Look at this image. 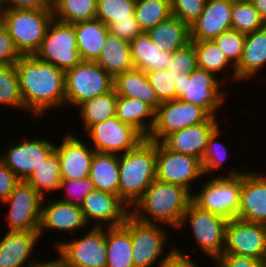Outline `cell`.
I'll return each mask as SVG.
<instances>
[{
    "mask_svg": "<svg viewBox=\"0 0 266 267\" xmlns=\"http://www.w3.org/2000/svg\"><path fill=\"white\" fill-rule=\"evenodd\" d=\"M155 112L149 104L139 99L117 96L116 117L133 126L145 138H148L154 127Z\"/></svg>",
    "mask_w": 266,
    "mask_h": 267,
    "instance_id": "obj_30",
    "label": "cell"
},
{
    "mask_svg": "<svg viewBox=\"0 0 266 267\" xmlns=\"http://www.w3.org/2000/svg\"><path fill=\"white\" fill-rule=\"evenodd\" d=\"M38 240V231H8L0 239V267H31L38 264L39 258L29 259L34 255L32 253Z\"/></svg>",
    "mask_w": 266,
    "mask_h": 267,
    "instance_id": "obj_23",
    "label": "cell"
},
{
    "mask_svg": "<svg viewBox=\"0 0 266 267\" xmlns=\"http://www.w3.org/2000/svg\"><path fill=\"white\" fill-rule=\"evenodd\" d=\"M89 178L95 189L118 195L119 155L95 152Z\"/></svg>",
    "mask_w": 266,
    "mask_h": 267,
    "instance_id": "obj_32",
    "label": "cell"
},
{
    "mask_svg": "<svg viewBox=\"0 0 266 267\" xmlns=\"http://www.w3.org/2000/svg\"><path fill=\"white\" fill-rule=\"evenodd\" d=\"M123 225L130 231L135 267H151L156 261L160 264L175 251L174 247L162 256L168 240L162 224L144 223L129 215Z\"/></svg>",
    "mask_w": 266,
    "mask_h": 267,
    "instance_id": "obj_11",
    "label": "cell"
},
{
    "mask_svg": "<svg viewBox=\"0 0 266 267\" xmlns=\"http://www.w3.org/2000/svg\"><path fill=\"white\" fill-rule=\"evenodd\" d=\"M117 96L115 89H113L97 95L77 107L80 114L78 116H81V123L85 126L84 131L98 122L116 116Z\"/></svg>",
    "mask_w": 266,
    "mask_h": 267,
    "instance_id": "obj_34",
    "label": "cell"
},
{
    "mask_svg": "<svg viewBox=\"0 0 266 267\" xmlns=\"http://www.w3.org/2000/svg\"><path fill=\"white\" fill-rule=\"evenodd\" d=\"M214 262L215 267H266V260L231 253H222Z\"/></svg>",
    "mask_w": 266,
    "mask_h": 267,
    "instance_id": "obj_50",
    "label": "cell"
},
{
    "mask_svg": "<svg viewBox=\"0 0 266 267\" xmlns=\"http://www.w3.org/2000/svg\"><path fill=\"white\" fill-rule=\"evenodd\" d=\"M158 267H199L196 262L192 258L190 259L189 254L181 253V250L175 248V251L162 263L159 264Z\"/></svg>",
    "mask_w": 266,
    "mask_h": 267,
    "instance_id": "obj_53",
    "label": "cell"
},
{
    "mask_svg": "<svg viewBox=\"0 0 266 267\" xmlns=\"http://www.w3.org/2000/svg\"><path fill=\"white\" fill-rule=\"evenodd\" d=\"M266 68V25L256 31L246 34L243 54L236 70V82L248 81Z\"/></svg>",
    "mask_w": 266,
    "mask_h": 267,
    "instance_id": "obj_25",
    "label": "cell"
},
{
    "mask_svg": "<svg viewBox=\"0 0 266 267\" xmlns=\"http://www.w3.org/2000/svg\"><path fill=\"white\" fill-rule=\"evenodd\" d=\"M223 253L266 260V225L238 218L228 220Z\"/></svg>",
    "mask_w": 266,
    "mask_h": 267,
    "instance_id": "obj_16",
    "label": "cell"
},
{
    "mask_svg": "<svg viewBox=\"0 0 266 267\" xmlns=\"http://www.w3.org/2000/svg\"><path fill=\"white\" fill-rule=\"evenodd\" d=\"M53 18L74 24L96 19L97 0H52Z\"/></svg>",
    "mask_w": 266,
    "mask_h": 267,
    "instance_id": "obj_36",
    "label": "cell"
},
{
    "mask_svg": "<svg viewBox=\"0 0 266 267\" xmlns=\"http://www.w3.org/2000/svg\"><path fill=\"white\" fill-rule=\"evenodd\" d=\"M31 267H64V266L57 258H55V260H49V261L47 260L43 262L40 260L38 264Z\"/></svg>",
    "mask_w": 266,
    "mask_h": 267,
    "instance_id": "obj_55",
    "label": "cell"
},
{
    "mask_svg": "<svg viewBox=\"0 0 266 267\" xmlns=\"http://www.w3.org/2000/svg\"><path fill=\"white\" fill-rule=\"evenodd\" d=\"M95 62L113 78L134 68L129 42L110 33Z\"/></svg>",
    "mask_w": 266,
    "mask_h": 267,
    "instance_id": "obj_31",
    "label": "cell"
},
{
    "mask_svg": "<svg viewBox=\"0 0 266 267\" xmlns=\"http://www.w3.org/2000/svg\"><path fill=\"white\" fill-rule=\"evenodd\" d=\"M137 0H97L96 19L109 25L118 19L136 18L135 4Z\"/></svg>",
    "mask_w": 266,
    "mask_h": 267,
    "instance_id": "obj_41",
    "label": "cell"
},
{
    "mask_svg": "<svg viewBox=\"0 0 266 267\" xmlns=\"http://www.w3.org/2000/svg\"><path fill=\"white\" fill-rule=\"evenodd\" d=\"M211 115L202 107L179 99L162 102L155 112V124L148 139L162 142L185 127L206 122Z\"/></svg>",
    "mask_w": 266,
    "mask_h": 267,
    "instance_id": "obj_13",
    "label": "cell"
},
{
    "mask_svg": "<svg viewBox=\"0 0 266 267\" xmlns=\"http://www.w3.org/2000/svg\"><path fill=\"white\" fill-rule=\"evenodd\" d=\"M114 89L118 96L139 99L155 111L161 104L149 83L147 73L137 68L118 74L114 78Z\"/></svg>",
    "mask_w": 266,
    "mask_h": 267,
    "instance_id": "obj_26",
    "label": "cell"
},
{
    "mask_svg": "<svg viewBox=\"0 0 266 267\" xmlns=\"http://www.w3.org/2000/svg\"><path fill=\"white\" fill-rule=\"evenodd\" d=\"M47 206H46V205ZM42 203L41 209V220L39 226V236L45 231H62L73 233L84 229L86 226L89 227L85 221L81 206L73 205L71 203H66L58 200V198L48 204Z\"/></svg>",
    "mask_w": 266,
    "mask_h": 267,
    "instance_id": "obj_22",
    "label": "cell"
},
{
    "mask_svg": "<svg viewBox=\"0 0 266 267\" xmlns=\"http://www.w3.org/2000/svg\"><path fill=\"white\" fill-rule=\"evenodd\" d=\"M201 176L205 174L200 159L173 152L156 142V179L183 186L192 193V182Z\"/></svg>",
    "mask_w": 266,
    "mask_h": 267,
    "instance_id": "obj_15",
    "label": "cell"
},
{
    "mask_svg": "<svg viewBox=\"0 0 266 267\" xmlns=\"http://www.w3.org/2000/svg\"><path fill=\"white\" fill-rule=\"evenodd\" d=\"M231 14V29L245 35L266 25L252 3L233 1Z\"/></svg>",
    "mask_w": 266,
    "mask_h": 267,
    "instance_id": "obj_40",
    "label": "cell"
},
{
    "mask_svg": "<svg viewBox=\"0 0 266 267\" xmlns=\"http://www.w3.org/2000/svg\"><path fill=\"white\" fill-rule=\"evenodd\" d=\"M61 181L60 162L55 149L26 180L44 198L47 197L46 193L51 194L50 191H58Z\"/></svg>",
    "mask_w": 266,
    "mask_h": 267,
    "instance_id": "obj_35",
    "label": "cell"
},
{
    "mask_svg": "<svg viewBox=\"0 0 266 267\" xmlns=\"http://www.w3.org/2000/svg\"><path fill=\"white\" fill-rule=\"evenodd\" d=\"M85 229L87 233L80 238L54 242L64 267H106V227Z\"/></svg>",
    "mask_w": 266,
    "mask_h": 267,
    "instance_id": "obj_8",
    "label": "cell"
},
{
    "mask_svg": "<svg viewBox=\"0 0 266 267\" xmlns=\"http://www.w3.org/2000/svg\"><path fill=\"white\" fill-rule=\"evenodd\" d=\"M230 169L226 170L227 175L210 177L199 192L192 193V202L196 206L227 220L237 216L240 205L241 174L244 173L243 170Z\"/></svg>",
    "mask_w": 266,
    "mask_h": 267,
    "instance_id": "obj_5",
    "label": "cell"
},
{
    "mask_svg": "<svg viewBox=\"0 0 266 267\" xmlns=\"http://www.w3.org/2000/svg\"><path fill=\"white\" fill-rule=\"evenodd\" d=\"M197 68V56L194 43L190 41L182 48L175 50L168 70L172 73L191 74Z\"/></svg>",
    "mask_w": 266,
    "mask_h": 267,
    "instance_id": "obj_45",
    "label": "cell"
},
{
    "mask_svg": "<svg viewBox=\"0 0 266 267\" xmlns=\"http://www.w3.org/2000/svg\"><path fill=\"white\" fill-rule=\"evenodd\" d=\"M233 0H206L200 17L189 27L190 41L213 40L231 30Z\"/></svg>",
    "mask_w": 266,
    "mask_h": 267,
    "instance_id": "obj_21",
    "label": "cell"
},
{
    "mask_svg": "<svg viewBox=\"0 0 266 267\" xmlns=\"http://www.w3.org/2000/svg\"><path fill=\"white\" fill-rule=\"evenodd\" d=\"M0 9H52V0H0Z\"/></svg>",
    "mask_w": 266,
    "mask_h": 267,
    "instance_id": "obj_52",
    "label": "cell"
},
{
    "mask_svg": "<svg viewBox=\"0 0 266 267\" xmlns=\"http://www.w3.org/2000/svg\"><path fill=\"white\" fill-rule=\"evenodd\" d=\"M190 225L194 241L205 256L215 261L224 250L225 229L228 220L190 203L177 230ZM184 225V226H183Z\"/></svg>",
    "mask_w": 266,
    "mask_h": 267,
    "instance_id": "obj_9",
    "label": "cell"
},
{
    "mask_svg": "<svg viewBox=\"0 0 266 267\" xmlns=\"http://www.w3.org/2000/svg\"><path fill=\"white\" fill-rule=\"evenodd\" d=\"M77 37V49L82 61L95 62L102 52L109 34L108 26L98 19L73 24Z\"/></svg>",
    "mask_w": 266,
    "mask_h": 267,
    "instance_id": "obj_27",
    "label": "cell"
},
{
    "mask_svg": "<svg viewBox=\"0 0 266 267\" xmlns=\"http://www.w3.org/2000/svg\"><path fill=\"white\" fill-rule=\"evenodd\" d=\"M146 34L161 52H174L190 42L189 26L174 16L147 30Z\"/></svg>",
    "mask_w": 266,
    "mask_h": 267,
    "instance_id": "obj_29",
    "label": "cell"
},
{
    "mask_svg": "<svg viewBox=\"0 0 266 267\" xmlns=\"http://www.w3.org/2000/svg\"><path fill=\"white\" fill-rule=\"evenodd\" d=\"M21 180L0 159V202L5 201Z\"/></svg>",
    "mask_w": 266,
    "mask_h": 267,
    "instance_id": "obj_51",
    "label": "cell"
},
{
    "mask_svg": "<svg viewBox=\"0 0 266 267\" xmlns=\"http://www.w3.org/2000/svg\"><path fill=\"white\" fill-rule=\"evenodd\" d=\"M179 73L168 69L154 70L147 73V78L158 100L162 102L176 99V80Z\"/></svg>",
    "mask_w": 266,
    "mask_h": 267,
    "instance_id": "obj_43",
    "label": "cell"
},
{
    "mask_svg": "<svg viewBox=\"0 0 266 267\" xmlns=\"http://www.w3.org/2000/svg\"><path fill=\"white\" fill-rule=\"evenodd\" d=\"M52 20V9H1L0 14V22L22 55H34Z\"/></svg>",
    "mask_w": 266,
    "mask_h": 267,
    "instance_id": "obj_4",
    "label": "cell"
},
{
    "mask_svg": "<svg viewBox=\"0 0 266 267\" xmlns=\"http://www.w3.org/2000/svg\"><path fill=\"white\" fill-rule=\"evenodd\" d=\"M15 67L24 110L40 118L50 108L65 106V71L34 55H23Z\"/></svg>",
    "mask_w": 266,
    "mask_h": 267,
    "instance_id": "obj_1",
    "label": "cell"
},
{
    "mask_svg": "<svg viewBox=\"0 0 266 267\" xmlns=\"http://www.w3.org/2000/svg\"><path fill=\"white\" fill-rule=\"evenodd\" d=\"M235 218L266 225V175L241 174L240 205Z\"/></svg>",
    "mask_w": 266,
    "mask_h": 267,
    "instance_id": "obj_20",
    "label": "cell"
},
{
    "mask_svg": "<svg viewBox=\"0 0 266 267\" xmlns=\"http://www.w3.org/2000/svg\"><path fill=\"white\" fill-rule=\"evenodd\" d=\"M106 248V267H135L130 231L124 225L106 227Z\"/></svg>",
    "mask_w": 266,
    "mask_h": 267,
    "instance_id": "obj_33",
    "label": "cell"
},
{
    "mask_svg": "<svg viewBox=\"0 0 266 267\" xmlns=\"http://www.w3.org/2000/svg\"><path fill=\"white\" fill-rule=\"evenodd\" d=\"M34 56L63 71L75 67L82 61L77 49L75 26L53 18Z\"/></svg>",
    "mask_w": 266,
    "mask_h": 267,
    "instance_id": "obj_10",
    "label": "cell"
},
{
    "mask_svg": "<svg viewBox=\"0 0 266 267\" xmlns=\"http://www.w3.org/2000/svg\"><path fill=\"white\" fill-rule=\"evenodd\" d=\"M255 9L260 13L263 21L266 23V0H254L252 2Z\"/></svg>",
    "mask_w": 266,
    "mask_h": 267,
    "instance_id": "obj_54",
    "label": "cell"
},
{
    "mask_svg": "<svg viewBox=\"0 0 266 267\" xmlns=\"http://www.w3.org/2000/svg\"><path fill=\"white\" fill-rule=\"evenodd\" d=\"M219 122L217 117L211 116L206 122L171 133L162 143L173 152L190 155L202 161L208 138L219 126Z\"/></svg>",
    "mask_w": 266,
    "mask_h": 267,
    "instance_id": "obj_24",
    "label": "cell"
},
{
    "mask_svg": "<svg viewBox=\"0 0 266 267\" xmlns=\"http://www.w3.org/2000/svg\"><path fill=\"white\" fill-rule=\"evenodd\" d=\"M192 42L194 43L196 50L198 68L204 69L208 72H212L216 76L218 75L219 72L221 74L225 70L227 71L228 67L232 68L230 80L231 81L233 80V83L236 82L235 67L228 61L224 53L214 43L213 40L192 41Z\"/></svg>",
    "mask_w": 266,
    "mask_h": 267,
    "instance_id": "obj_37",
    "label": "cell"
},
{
    "mask_svg": "<svg viewBox=\"0 0 266 267\" xmlns=\"http://www.w3.org/2000/svg\"><path fill=\"white\" fill-rule=\"evenodd\" d=\"M172 16L189 27L200 17L206 0H170Z\"/></svg>",
    "mask_w": 266,
    "mask_h": 267,
    "instance_id": "obj_47",
    "label": "cell"
},
{
    "mask_svg": "<svg viewBox=\"0 0 266 267\" xmlns=\"http://www.w3.org/2000/svg\"><path fill=\"white\" fill-rule=\"evenodd\" d=\"M114 89V78L96 62L81 61L65 71V105L81 103Z\"/></svg>",
    "mask_w": 266,
    "mask_h": 267,
    "instance_id": "obj_7",
    "label": "cell"
},
{
    "mask_svg": "<svg viewBox=\"0 0 266 267\" xmlns=\"http://www.w3.org/2000/svg\"><path fill=\"white\" fill-rule=\"evenodd\" d=\"M219 77L198 67L189 75L179 74L175 82L176 99L198 105L211 116L219 117L217 111H220L228 95L224 89L221 90Z\"/></svg>",
    "mask_w": 266,
    "mask_h": 267,
    "instance_id": "obj_6",
    "label": "cell"
},
{
    "mask_svg": "<svg viewBox=\"0 0 266 267\" xmlns=\"http://www.w3.org/2000/svg\"><path fill=\"white\" fill-rule=\"evenodd\" d=\"M119 173L118 195L131 209L156 179V142L145 138L119 155Z\"/></svg>",
    "mask_w": 266,
    "mask_h": 267,
    "instance_id": "obj_3",
    "label": "cell"
},
{
    "mask_svg": "<svg viewBox=\"0 0 266 267\" xmlns=\"http://www.w3.org/2000/svg\"><path fill=\"white\" fill-rule=\"evenodd\" d=\"M62 189L67 192L66 197L59 198L58 200L81 206L86 195L95 188L88 177L85 179L62 180L60 182L59 192Z\"/></svg>",
    "mask_w": 266,
    "mask_h": 267,
    "instance_id": "obj_46",
    "label": "cell"
},
{
    "mask_svg": "<svg viewBox=\"0 0 266 267\" xmlns=\"http://www.w3.org/2000/svg\"><path fill=\"white\" fill-rule=\"evenodd\" d=\"M81 210L88 225L94 220L95 223H91L94 227L120 226L130 215L129 207L120 199L119 195L98 189H94L86 195Z\"/></svg>",
    "mask_w": 266,
    "mask_h": 267,
    "instance_id": "obj_18",
    "label": "cell"
},
{
    "mask_svg": "<svg viewBox=\"0 0 266 267\" xmlns=\"http://www.w3.org/2000/svg\"><path fill=\"white\" fill-rule=\"evenodd\" d=\"M109 33L120 39L131 42L143 31L140 29L136 18H123L108 25Z\"/></svg>",
    "mask_w": 266,
    "mask_h": 267,
    "instance_id": "obj_48",
    "label": "cell"
},
{
    "mask_svg": "<svg viewBox=\"0 0 266 267\" xmlns=\"http://www.w3.org/2000/svg\"><path fill=\"white\" fill-rule=\"evenodd\" d=\"M24 110L15 64L0 65V105Z\"/></svg>",
    "mask_w": 266,
    "mask_h": 267,
    "instance_id": "obj_39",
    "label": "cell"
},
{
    "mask_svg": "<svg viewBox=\"0 0 266 267\" xmlns=\"http://www.w3.org/2000/svg\"><path fill=\"white\" fill-rule=\"evenodd\" d=\"M234 2L252 3L254 0H233Z\"/></svg>",
    "mask_w": 266,
    "mask_h": 267,
    "instance_id": "obj_56",
    "label": "cell"
},
{
    "mask_svg": "<svg viewBox=\"0 0 266 267\" xmlns=\"http://www.w3.org/2000/svg\"><path fill=\"white\" fill-rule=\"evenodd\" d=\"M86 136L96 152L117 155L130 151L145 139L137 129L116 116L90 126Z\"/></svg>",
    "mask_w": 266,
    "mask_h": 267,
    "instance_id": "obj_14",
    "label": "cell"
},
{
    "mask_svg": "<svg viewBox=\"0 0 266 267\" xmlns=\"http://www.w3.org/2000/svg\"><path fill=\"white\" fill-rule=\"evenodd\" d=\"M245 37V34L231 29L213 39L214 43L235 68L242 58Z\"/></svg>",
    "mask_w": 266,
    "mask_h": 267,
    "instance_id": "obj_44",
    "label": "cell"
},
{
    "mask_svg": "<svg viewBox=\"0 0 266 267\" xmlns=\"http://www.w3.org/2000/svg\"><path fill=\"white\" fill-rule=\"evenodd\" d=\"M74 134H63L59 146L55 145L60 162L61 180L85 179L90 174L91 162L96 151L88 147V141L85 142Z\"/></svg>",
    "mask_w": 266,
    "mask_h": 267,
    "instance_id": "obj_19",
    "label": "cell"
},
{
    "mask_svg": "<svg viewBox=\"0 0 266 267\" xmlns=\"http://www.w3.org/2000/svg\"><path fill=\"white\" fill-rule=\"evenodd\" d=\"M135 17L143 32L172 16L170 0H137Z\"/></svg>",
    "mask_w": 266,
    "mask_h": 267,
    "instance_id": "obj_38",
    "label": "cell"
},
{
    "mask_svg": "<svg viewBox=\"0 0 266 267\" xmlns=\"http://www.w3.org/2000/svg\"><path fill=\"white\" fill-rule=\"evenodd\" d=\"M222 130L219 126L212 132V134L208 138L207 145L205 146V150L202 155V165L204 174H210L215 170H219L221 166L224 165V162H228L226 160L229 156L228 149L224 143L217 141L222 135Z\"/></svg>",
    "mask_w": 266,
    "mask_h": 267,
    "instance_id": "obj_42",
    "label": "cell"
},
{
    "mask_svg": "<svg viewBox=\"0 0 266 267\" xmlns=\"http://www.w3.org/2000/svg\"><path fill=\"white\" fill-rule=\"evenodd\" d=\"M16 144V145H15ZM10 143L6 153L0 156L2 162L21 180L26 181L45 158L55 149L56 143L48 139L32 138Z\"/></svg>",
    "mask_w": 266,
    "mask_h": 267,
    "instance_id": "obj_17",
    "label": "cell"
},
{
    "mask_svg": "<svg viewBox=\"0 0 266 267\" xmlns=\"http://www.w3.org/2000/svg\"><path fill=\"white\" fill-rule=\"evenodd\" d=\"M22 56L7 29L0 22V65L16 64Z\"/></svg>",
    "mask_w": 266,
    "mask_h": 267,
    "instance_id": "obj_49",
    "label": "cell"
},
{
    "mask_svg": "<svg viewBox=\"0 0 266 267\" xmlns=\"http://www.w3.org/2000/svg\"><path fill=\"white\" fill-rule=\"evenodd\" d=\"M129 44L134 68L148 73L154 70L168 69L171 64L173 52L158 50L146 32H142Z\"/></svg>",
    "mask_w": 266,
    "mask_h": 267,
    "instance_id": "obj_28",
    "label": "cell"
},
{
    "mask_svg": "<svg viewBox=\"0 0 266 267\" xmlns=\"http://www.w3.org/2000/svg\"><path fill=\"white\" fill-rule=\"evenodd\" d=\"M192 202V193L183 186L155 179L130 209V215L144 223L178 229Z\"/></svg>",
    "mask_w": 266,
    "mask_h": 267,
    "instance_id": "obj_2",
    "label": "cell"
},
{
    "mask_svg": "<svg viewBox=\"0 0 266 267\" xmlns=\"http://www.w3.org/2000/svg\"><path fill=\"white\" fill-rule=\"evenodd\" d=\"M46 200L28 182L20 181L2 202L10 208L6 215L8 231H38L42 203Z\"/></svg>",
    "mask_w": 266,
    "mask_h": 267,
    "instance_id": "obj_12",
    "label": "cell"
}]
</instances>
